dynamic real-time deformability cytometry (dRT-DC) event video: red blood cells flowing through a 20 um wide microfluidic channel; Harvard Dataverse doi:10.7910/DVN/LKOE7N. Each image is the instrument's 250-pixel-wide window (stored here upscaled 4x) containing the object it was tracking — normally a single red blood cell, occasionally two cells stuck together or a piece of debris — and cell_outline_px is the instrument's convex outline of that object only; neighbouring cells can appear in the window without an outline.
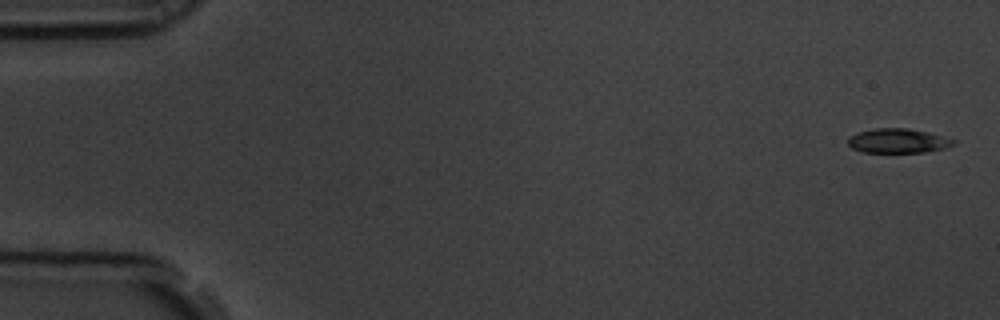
{"species": "common noctule bat (a hibernating species)", "species_latin": "Nyctalus noctula", "temperature_condition": "room temperature", "stored_images_in_passage": 5, "camera_frame_rate_fps": 3000, "um_per_image_px": 0.085, "animal": {"sex": "male", "body_mass_g": 19.5, "forearm_length_mm": 54.6}, "frame": {"image": 1, "passage_image": 1, "time_ms": 0.0, "image_size_px": [1000, 320], "cell_outline_px": [[956, 144], [944, 148], [924, 152], [860, 152], [852, 148], [848, 144], [848, 136], [856, 132], [876, 128], [908, 128], [956, 140]], "centroid_in_image_um": [76.26, 11.97], "position_along_channel_um": 8.7, "area_um2": 14.91}}
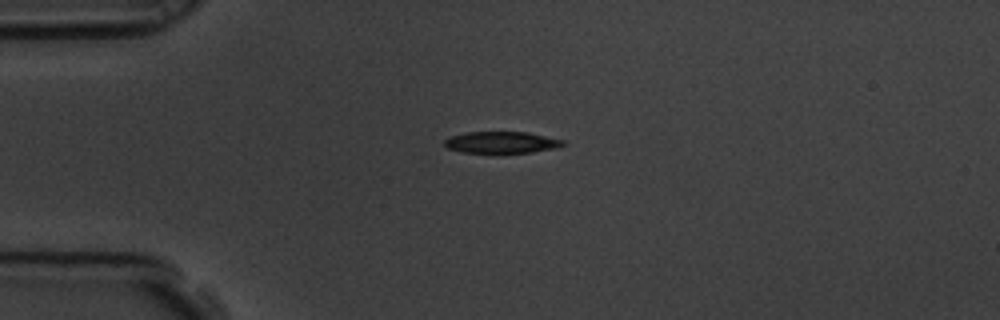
{"frame": {"image": 2, "passage_image": 4, "time_ms": 1.0, "image_size_px": [1000, 320], "cell_outline_px": [[564, 144], [556, 148], [532, 152], [500, 156], [492, 156], [464, 152], [448, 148], [444, 144], [444, 140], [448, 136], [464, 132], [528, 132], [564, 140]], "centroid_in_image_um": [42.58, 12.15], "position_along_channel_um": 42.4, "area_um2": 15.9}}